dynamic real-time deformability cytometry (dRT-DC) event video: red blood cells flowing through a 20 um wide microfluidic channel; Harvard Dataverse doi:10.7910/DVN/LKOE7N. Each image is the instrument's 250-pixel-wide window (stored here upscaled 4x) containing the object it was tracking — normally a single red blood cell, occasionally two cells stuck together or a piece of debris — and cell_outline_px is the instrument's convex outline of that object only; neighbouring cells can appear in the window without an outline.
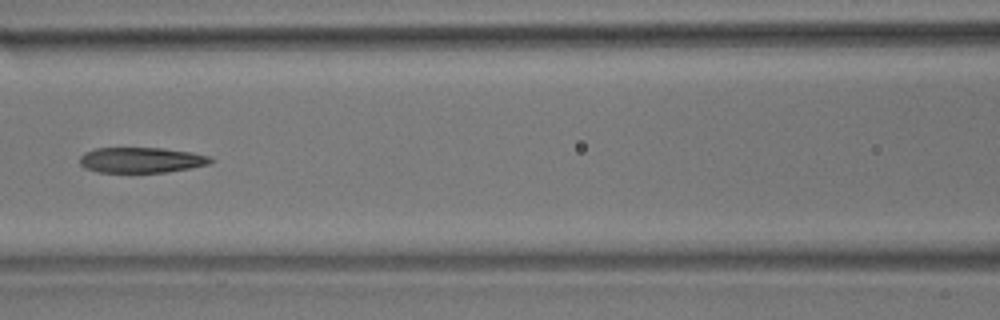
{"species": "common noctule bat (a hibernating species)", "species_latin": "Nyctalus noctula", "temperature_condition": "room temperature", "stored_images_in_passage": 9, "camera_frame_rate_fps": 3000, "um_per_image_px": 0.085, "animal": {"sex": "male", "body_mass_g": 17.9}, "frame": {"image": 1, "passage_image": 6, "time_ms": 1.667, "image_size_px": [1000, 320], "cell_outline_px": [[212, 160], [208, 164], [192, 168], [168, 172], [100, 172], [84, 168], [80, 164], [80, 156], [84, 152], [96, 148], [160, 148], [192, 152], [208, 156]], "centroid_in_image_um": [11.98, 13.6], "position_along_channel_um": 154.6, "area_um2": 19.36}}
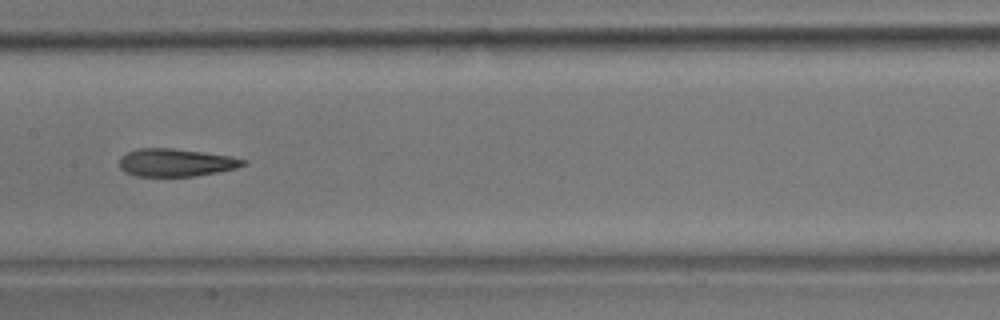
{"frame": {"image": 2, "passage_image": 7, "time_ms": 2.0, "image_size_px": [1000, 320], "cell_outline_px": [[248, 164], [236, 168], [196, 176], [136, 176], [124, 172], [120, 168], [120, 156], [128, 152], [140, 148], [172, 148], [232, 156], [248, 160]], "centroid_in_image_um": [14.97, 13.82], "position_along_channel_um": 192.4, "area_um2": 20.11}}